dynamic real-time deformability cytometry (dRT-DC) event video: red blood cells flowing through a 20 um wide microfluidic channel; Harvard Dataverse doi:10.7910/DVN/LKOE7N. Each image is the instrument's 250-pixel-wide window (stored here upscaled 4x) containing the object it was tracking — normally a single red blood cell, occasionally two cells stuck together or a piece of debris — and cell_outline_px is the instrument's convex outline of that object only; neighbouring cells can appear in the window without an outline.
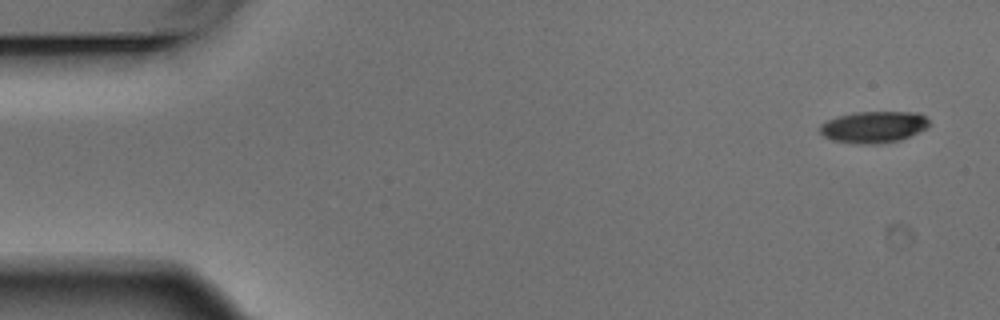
{"species": "Egyptian fruit bat (a non-hibernating species)", "species_latin": "Rousettus aegyptiacus", "temperature_condition": "warm", "stored_images_in_passage": 8, "camera_frame_rate_fps": 3000, "um_per_image_px": 0.085, "animal": {"sex": "male"}, "frame": {"image": 1, "passage_image": 1, "time_ms": 0.0, "image_size_px": [1000, 320], "cell_outline_px": [[932, 124], [928, 128], [900, 140], [876, 144], [860, 144], [832, 140], [824, 136], [820, 132], [820, 124], [828, 120], [840, 116], [856, 112], [916, 112], [924, 116]], "centroid_in_image_um": [74.29, 10.8], "position_along_channel_um": 10.7, "area_um2": 20.06}}
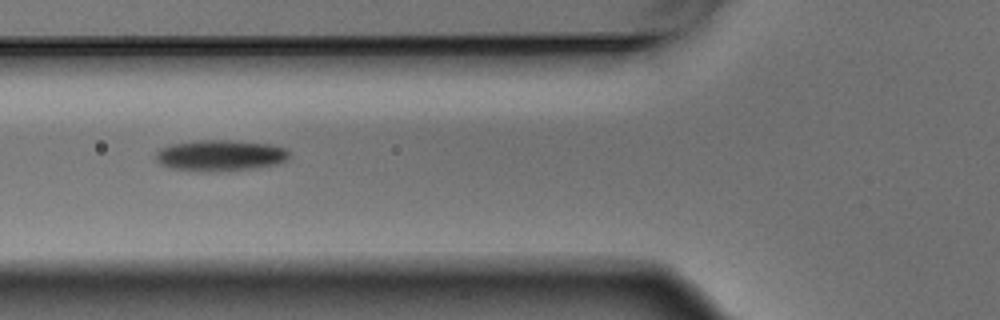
{"frame": {"image": 2, "passage_image": 6, "time_ms": 1.667, "image_size_px": [1000, 320], "cell_outline_px": [[288, 160], [276, 164], [256, 168], [172, 168], [160, 164], [156, 160], [156, 152], [160, 148], [172, 144], [200, 140], [232, 140], [272, 144], [288, 148]], "centroid_in_image_um": [18.79, 13.14], "position_along_channel_um": 107.0, "area_um2": 23.06}}
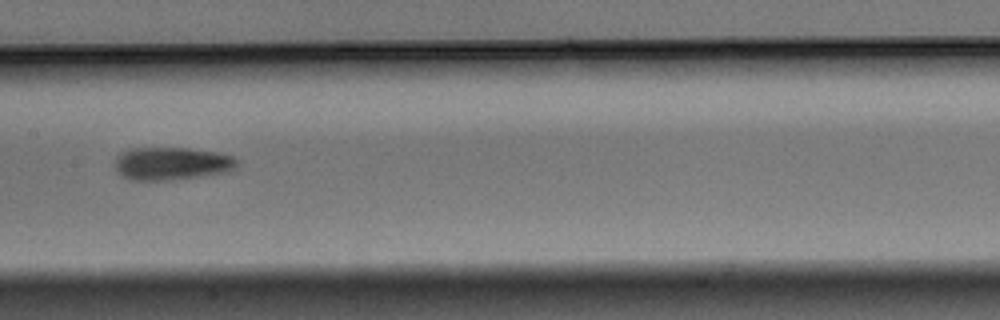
{"frame": {"image": 3, "passage_image": 8, "time_ms": 2.333, "image_size_px": [1000, 320], "cell_outline_px": [[236, 164], [232, 168], [224, 172], [172, 180], [132, 180], [124, 176], [116, 168], [116, 156], [120, 152], [128, 148], [188, 148], [216, 152], [232, 156], [236, 160]], "centroid_in_image_um": [14.54, 13.88], "position_along_channel_um": 192.9, "area_um2": 23.0}}